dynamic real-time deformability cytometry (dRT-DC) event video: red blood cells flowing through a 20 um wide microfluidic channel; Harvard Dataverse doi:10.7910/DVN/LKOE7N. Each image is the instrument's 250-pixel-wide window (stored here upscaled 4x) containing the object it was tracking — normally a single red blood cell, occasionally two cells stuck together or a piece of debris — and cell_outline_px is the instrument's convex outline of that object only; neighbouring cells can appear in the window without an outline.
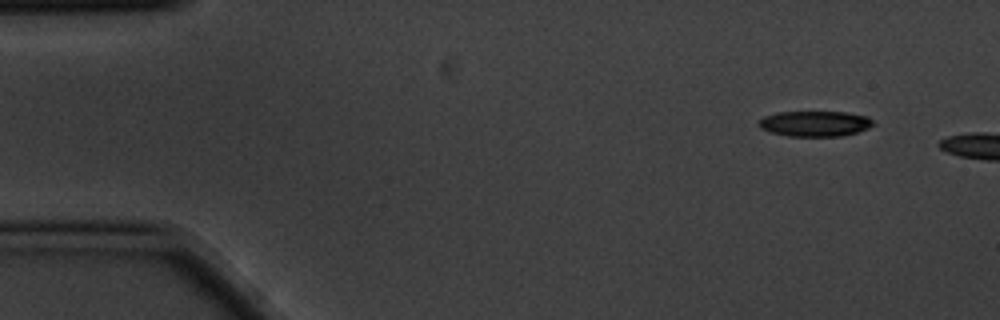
{"species": "common noctule bat (a hibernating species)", "species_latin": "Nyctalus noctula", "temperature_condition": "cold", "stored_images_in_passage": 4, "camera_frame_rate_fps": 3000, "um_per_image_px": 0.085, "animal": {"sex": "male", "body_mass_g": 20.1, "forearm_length_mm": 53.5}, "frame": {"image": 1, "passage_image": 1, "time_ms": 0.0, "image_size_px": [1000, 320], "cell_outline_px": [[876, 124], [868, 128], [856, 132], [840, 136], [788, 136], [772, 132], [760, 128], [756, 124], [764, 116], [776, 112], [844, 112], [868, 116]], "centroid_in_image_um": [69.26, 10.5], "position_along_channel_um": 15.7, "area_um2": 16.99}}